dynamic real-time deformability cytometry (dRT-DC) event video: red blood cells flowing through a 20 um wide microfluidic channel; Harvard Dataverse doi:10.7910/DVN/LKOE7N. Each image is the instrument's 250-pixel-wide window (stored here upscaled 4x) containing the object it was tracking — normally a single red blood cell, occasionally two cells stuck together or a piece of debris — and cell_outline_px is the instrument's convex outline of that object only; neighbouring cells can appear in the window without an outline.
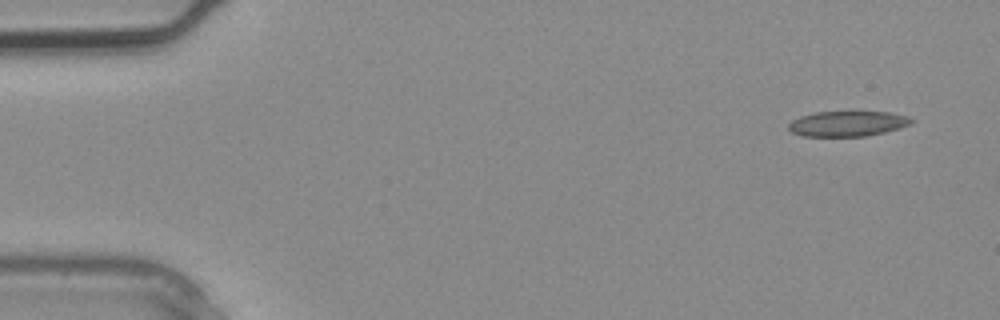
{"species": "common noctule bat (a hibernating species)", "species_latin": "Nyctalus noctula", "temperature_condition": "warm", "stored_images_in_passage": 3, "camera_frame_rate_fps": 3000, "um_per_image_px": 0.085, "animal": {"sex": "male", "body_mass_g": 20.4}, "frame": {"image": 1, "passage_image": 1, "time_ms": 0.0, "image_size_px": [1000, 320], "cell_outline_px": [[912, 124], [900, 128], [884, 132], [864, 136], [804, 136], [792, 132], [788, 128], [788, 124], [792, 120], [800, 116], [816, 112], [856, 108], [888, 112], [908, 116], [912, 120]], "centroid_in_image_um": [72.06, 10.45], "position_along_channel_um": 12.9, "area_um2": 19.02}}